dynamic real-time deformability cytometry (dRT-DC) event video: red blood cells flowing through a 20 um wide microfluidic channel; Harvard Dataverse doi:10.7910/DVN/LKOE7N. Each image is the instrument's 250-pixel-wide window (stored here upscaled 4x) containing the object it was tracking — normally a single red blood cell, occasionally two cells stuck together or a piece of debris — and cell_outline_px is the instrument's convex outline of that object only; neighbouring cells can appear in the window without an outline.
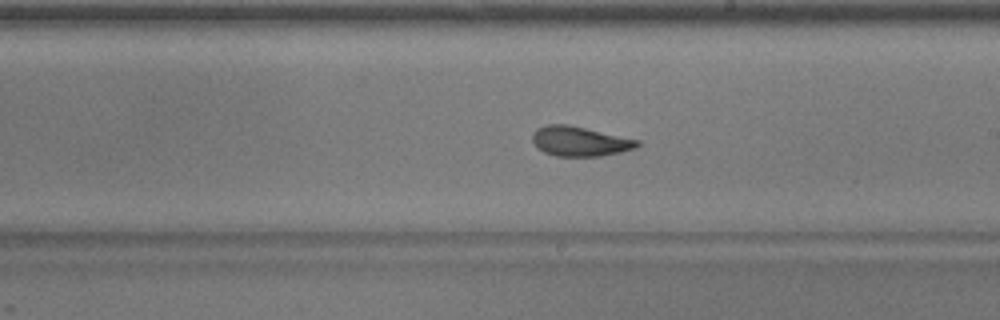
{"species": "common noctule bat (a hibernating species)", "species_latin": "Nyctalus noctula", "temperature_condition": "warm", "stored_images_in_passage": 50, "camera_frame_rate_fps": 3000, "um_per_image_px": 0.085, "animal": {"sex": "male", "body_mass_g": 17.9}, "frame": {"image": 1, "passage_image": 29, "time_ms": 9.333, "image_size_px": [1000, 320], "cell_outline_px": [[640, 144], [636, 148], [620, 152], [600, 156], [556, 156], [544, 152], [532, 140], [532, 132], [536, 128], [548, 124], [568, 124], [640, 140]], "centroid_in_image_um": [49.29, 12.0], "position_along_channel_um": 239.7, "area_um2": 18.15}}